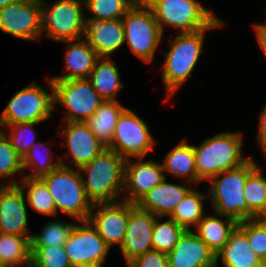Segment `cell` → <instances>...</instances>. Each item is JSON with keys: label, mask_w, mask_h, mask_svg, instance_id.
Segmentation results:
<instances>
[{"label": "cell", "mask_w": 266, "mask_h": 267, "mask_svg": "<svg viewBox=\"0 0 266 267\" xmlns=\"http://www.w3.org/2000/svg\"><path fill=\"white\" fill-rule=\"evenodd\" d=\"M64 124L61 130H57L60 136L66 138V144L63 145L67 146V152L60 158L61 165L80 169L106 148L85 122H64ZM66 156L70 157L67 161H65Z\"/></svg>", "instance_id": "14"}, {"label": "cell", "mask_w": 266, "mask_h": 267, "mask_svg": "<svg viewBox=\"0 0 266 267\" xmlns=\"http://www.w3.org/2000/svg\"><path fill=\"white\" fill-rule=\"evenodd\" d=\"M20 172L22 169V158L17 154L11 145L9 138L5 132L0 129V179L2 185H15L19 182L12 177ZM10 182H6L8 180ZM5 181V182H4ZM5 184H4V183Z\"/></svg>", "instance_id": "36"}, {"label": "cell", "mask_w": 266, "mask_h": 267, "mask_svg": "<svg viewBox=\"0 0 266 267\" xmlns=\"http://www.w3.org/2000/svg\"><path fill=\"white\" fill-rule=\"evenodd\" d=\"M158 1L159 0H133L135 5L143 8H151Z\"/></svg>", "instance_id": "43"}, {"label": "cell", "mask_w": 266, "mask_h": 267, "mask_svg": "<svg viewBox=\"0 0 266 267\" xmlns=\"http://www.w3.org/2000/svg\"><path fill=\"white\" fill-rule=\"evenodd\" d=\"M169 267H214L215 253L194 233L186 230L167 254Z\"/></svg>", "instance_id": "19"}, {"label": "cell", "mask_w": 266, "mask_h": 267, "mask_svg": "<svg viewBox=\"0 0 266 267\" xmlns=\"http://www.w3.org/2000/svg\"><path fill=\"white\" fill-rule=\"evenodd\" d=\"M237 226L246 234L253 252L260 259L266 257V218L244 220Z\"/></svg>", "instance_id": "39"}, {"label": "cell", "mask_w": 266, "mask_h": 267, "mask_svg": "<svg viewBox=\"0 0 266 267\" xmlns=\"http://www.w3.org/2000/svg\"><path fill=\"white\" fill-rule=\"evenodd\" d=\"M54 109L65 108L64 122H86L105 101L88 78L52 81Z\"/></svg>", "instance_id": "9"}, {"label": "cell", "mask_w": 266, "mask_h": 267, "mask_svg": "<svg viewBox=\"0 0 266 267\" xmlns=\"http://www.w3.org/2000/svg\"><path fill=\"white\" fill-rule=\"evenodd\" d=\"M125 161L115 151L105 148L79 169L86 196L92 206L122 200Z\"/></svg>", "instance_id": "2"}, {"label": "cell", "mask_w": 266, "mask_h": 267, "mask_svg": "<svg viewBox=\"0 0 266 267\" xmlns=\"http://www.w3.org/2000/svg\"><path fill=\"white\" fill-rule=\"evenodd\" d=\"M26 203L25 192L19 184H0V233L32 236Z\"/></svg>", "instance_id": "18"}, {"label": "cell", "mask_w": 266, "mask_h": 267, "mask_svg": "<svg viewBox=\"0 0 266 267\" xmlns=\"http://www.w3.org/2000/svg\"><path fill=\"white\" fill-rule=\"evenodd\" d=\"M31 236L0 233V263L3 267L31 265Z\"/></svg>", "instance_id": "28"}, {"label": "cell", "mask_w": 266, "mask_h": 267, "mask_svg": "<svg viewBox=\"0 0 266 267\" xmlns=\"http://www.w3.org/2000/svg\"><path fill=\"white\" fill-rule=\"evenodd\" d=\"M17 0H0V9L4 8L8 4L14 3Z\"/></svg>", "instance_id": "44"}, {"label": "cell", "mask_w": 266, "mask_h": 267, "mask_svg": "<svg viewBox=\"0 0 266 267\" xmlns=\"http://www.w3.org/2000/svg\"><path fill=\"white\" fill-rule=\"evenodd\" d=\"M127 267H169L167 254L150 250L130 262Z\"/></svg>", "instance_id": "40"}, {"label": "cell", "mask_w": 266, "mask_h": 267, "mask_svg": "<svg viewBox=\"0 0 266 267\" xmlns=\"http://www.w3.org/2000/svg\"><path fill=\"white\" fill-rule=\"evenodd\" d=\"M165 178L161 183L147 192L136 205L155 216L168 217L185 195L192 189L193 184L185 185L168 183ZM188 184V185H187ZM192 186V187H191Z\"/></svg>", "instance_id": "20"}, {"label": "cell", "mask_w": 266, "mask_h": 267, "mask_svg": "<svg viewBox=\"0 0 266 267\" xmlns=\"http://www.w3.org/2000/svg\"><path fill=\"white\" fill-rule=\"evenodd\" d=\"M258 132L256 135L257 143L259 144L260 149L264 152L266 150V105L259 113L258 118Z\"/></svg>", "instance_id": "41"}, {"label": "cell", "mask_w": 266, "mask_h": 267, "mask_svg": "<svg viewBox=\"0 0 266 267\" xmlns=\"http://www.w3.org/2000/svg\"><path fill=\"white\" fill-rule=\"evenodd\" d=\"M63 247L73 267H102L110 251L88 220L75 222Z\"/></svg>", "instance_id": "12"}, {"label": "cell", "mask_w": 266, "mask_h": 267, "mask_svg": "<svg viewBox=\"0 0 266 267\" xmlns=\"http://www.w3.org/2000/svg\"><path fill=\"white\" fill-rule=\"evenodd\" d=\"M207 198L206 194L193 187L168 217L175 220L185 230H191L204 216L206 211L203 201L208 200Z\"/></svg>", "instance_id": "29"}, {"label": "cell", "mask_w": 266, "mask_h": 267, "mask_svg": "<svg viewBox=\"0 0 266 267\" xmlns=\"http://www.w3.org/2000/svg\"><path fill=\"white\" fill-rule=\"evenodd\" d=\"M88 221L110 249L115 244L120 247L128 224V202L93 205Z\"/></svg>", "instance_id": "17"}, {"label": "cell", "mask_w": 266, "mask_h": 267, "mask_svg": "<svg viewBox=\"0 0 266 267\" xmlns=\"http://www.w3.org/2000/svg\"><path fill=\"white\" fill-rule=\"evenodd\" d=\"M214 215H204L194 228V233L215 253L225 246L230 233L238 223L229 217L213 211ZM224 218V219H222Z\"/></svg>", "instance_id": "24"}, {"label": "cell", "mask_w": 266, "mask_h": 267, "mask_svg": "<svg viewBox=\"0 0 266 267\" xmlns=\"http://www.w3.org/2000/svg\"><path fill=\"white\" fill-rule=\"evenodd\" d=\"M66 44L64 73L49 77L51 81L89 78L92 69L100 58L89 46L85 38L62 41ZM67 72V73H66Z\"/></svg>", "instance_id": "22"}, {"label": "cell", "mask_w": 266, "mask_h": 267, "mask_svg": "<svg viewBox=\"0 0 266 267\" xmlns=\"http://www.w3.org/2000/svg\"><path fill=\"white\" fill-rule=\"evenodd\" d=\"M266 20V19H265ZM266 33V23H256Z\"/></svg>", "instance_id": "45"}, {"label": "cell", "mask_w": 266, "mask_h": 267, "mask_svg": "<svg viewBox=\"0 0 266 267\" xmlns=\"http://www.w3.org/2000/svg\"><path fill=\"white\" fill-rule=\"evenodd\" d=\"M121 20L125 43L133 55L151 63L163 37L151 8L134 5Z\"/></svg>", "instance_id": "10"}, {"label": "cell", "mask_w": 266, "mask_h": 267, "mask_svg": "<svg viewBox=\"0 0 266 267\" xmlns=\"http://www.w3.org/2000/svg\"><path fill=\"white\" fill-rule=\"evenodd\" d=\"M46 80L51 93L35 81L15 93L0 115L1 130L8 124L41 123L53 117V84Z\"/></svg>", "instance_id": "6"}, {"label": "cell", "mask_w": 266, "mask_h": 267, "mask_svg": "<svg viewBox=\"0 0 266 267\" xmlns=\"http://www.w3.org/2000/svg\"><path fill=\"white\" fill-rule=\"evenodd\" d=\"M244 199L248 208L258 218H266V177L259 165L247 176Z\"/></svg>", "instance_id": "32"}, {"label": "cell", "mask_w": 266, "mask_h": 267, "mask_svg": "<svg viewBox=\"0 0 266 267\" xmlns=\"http://www.w3.org/2000/svg\"><path fill=\"white\" fill-rule=\"evenodd\" d=\"M263 154H264V157L266 158V150L263 152Z\"/></svg>", "instance_id": "47"}, {"label": "cell", "mask_w": 266, "mask_h": 267, "mask_svg": "<svg viewBox=\"0 0 266 267\" xmlns=\"http://www.w3.org/2000/svg\"><path fill=\"white\" fill-rule=\"evenodd\" d=\"M224 267H260L261 259L250 248L246 234L236 226L225 246L216 254Z\"/></svg>", "instance_id": "23"}, {"label": "cell", "mask_w": 266, "mask_h": 267, "mask_svg": "<svg viewBox=\"0 0 266 267\" xmlns=\"http://www.w3.org/2000/svg\"><path fill=\"white\" fill-rule=\"evenodd\" d=\"M165 178L161 162H155L152 159L145 161V158H137L135 162L134 158L127 159L125 161L122 200L136 204Z\"/></svg>", "instance_id": "16"}, {"label": "cell", "mask_w": 266, "mask_h": 267, "mask_svg": "<svg viewBox=\"0 0 266 267\" xmlns=\"http://www.w3.org/2000/svg\"><path fill=\"white\" fill-rule=\"evenodd\" d=\"M50 142H35L26 155L22 158V169L23 173L27 168L31 169L32 172L29 174L22 175L21 177H30V178H41L42 176L49 174L51 171H54L57 167L61 165L60 157L57 161H54L50 150L48 151L47 147ZM46 150L47 153H41ZM41 148V149H40ZM44 151H41V150Z\"/></svg>", "instance_id": "31"}, {"label": "cell", "mask_w": 266, "mask_h": 267, "mask_svg": "<svg viewBox=\"0 0 266 267\" xmlns=\"http://www.w3.org/2000/svg\"><path fill=\"white\" fill-rule=\"evenodd\" d=\"M260 267H266V257H263L260 261Z\"/></svg>", "instance_id": "46"}, {"label": "cell", "mask_w": 266, "mask_h": 267, "mask_svg": "<svg viewBox=\"0 0 266 267\" xmlns=\"http://www.w3.org/2000/svg\"><path fill=\"white\" fill-rule=\"evenodd\" d=\"M84 4L92 15L85 17L86 22L122 19L135 5L133 0H84Z\"/></svg>", "instance_id": "33"}, {"label": "cell", "mask_w": 266, "mask_h": 267, "mask_svg": "<svg viewBox=\"0 0 266 267\" xmlns=\"http://www.w3.org/2000/svg\"><path fill=\"white\" fill-rule=\"evenodd\" d=\"M156 217L128 202V224L124 240L119 247L126 265L153 249L151 238Z\"/></svg>", "instance_id": "15"}, {"label": "cell", "mask_w": 266, "mask_h": 267, "mask_svg": "<svg viewBox=\"0 0 266 267\" xmlns=\"http://www.w3.org/2000/svg\"><path fill=\"white\" fill-rule=\"evenodd\" d=\"M88 79L103 100L117 101L118 93L124 88L119 68L112 58L100 57Z\"/></svg>", "instance_id": "26"}, {"label": "cell", "mask_w": 266, "mask_h": 267, "mask_svg": "<svg viewBox=\"0 0 266 267\" xmlns=\"http://www.w3.org/2000/svg\"><path fill=\"white\" fill-rule=\"evenodd\" d=\"M0 30L25 41L42 38L41 0H17L0 9Z\"/></svg>", "instance_id": "13"}, {"label": "cell", "mask_w": 266, "mask_h": 267, "mask_svg": "<svg viewBox=\"0 0 266 267\" xmlns=\"http://www.w3.org/2000/svg\"><path fill=\"white\" fill-rule=\"evenodd\" d=\"M162 218H168L164 222ZM161 220V221H160ZM186 230L170 217L157 216L154 221L152 246L154 250L168 254Z\"/></svg>", "instance_id": "34"}, {"label": "cell", "mask_w": 266, "mask_h": 267, "mask_svg": "<svg viewBox=\"0 0 266 267\" xmlns=\"http://www.w3.org/2000/svg\"><path fill=\"white\" fill-rule=\"evenodd\" d=\"M31 267H73L63 246H31Z\"/></svg>", "instance_id": "37"}, {"label": "cell", "mask_w": 266, "mask_h": 267, "mask_svg": "<svg viewBox=\"0 0 266 267\" xmlns=\"http://www.w3.org/2000/svg\"><path fill=\"white\" fill-rule=\"evenodd\" d=\"M151 10L162 35L168 25L178 33H193L208 28L218 18L196 0H159Z\"/></svg>", "instance_id": "8"}, {"label": "cell", "mask_w": 266, "mask_h": 267, "mask_svg": "<svg viewBox=\"0 0 266 267\" xmlns=\"http://www.w3.org/2000/svg\"><path fill=\"white\" fill-rule=\"evenodd\" d=\"M225 26V21L219 17L206 29L193 33H177L176 37L170 39L168 51H163L165 55L161 67V77L164 88L167 92L165 101L172 98L174 93L188 80L195 66L199 62L204 42H206V32Z\"/></svg>", "instance_id": "1"}, {"label": "cell", "mask_w": 266, "mask_h": 267, "mask_svg": "<svg viewBox=\"0 0 266 267\" xmlns=\"http://www.w3.org/2000/svg\"><path fill=\"white\" fill-rule=\"evenodd\" d=\"M252 26L254 28L256 40L266 56V33L257 24L253 23Z\"/></svg>", "instance_id": "42"}, {"label": "cell", "mask_w": 266, "mask_h": 267, "mask_svg": "<svg viewBox=\"0 0 266 267\" xmlns=\"http://www.w3.org/2000/svg\"><path fill=\"white\" fill-rule=\"evenodd\" d=\"M243 138L239 131H227L206 138L200 146L193 145L197 184L245 163L250 156L242 155Z\"/></svg>", "instance_id": "4"}, {"label": "cell", "mask_w": 266, "mask_h": 267, "mask_svg": "<svg viewBox=\"0 0 266 267\" xmlns=\"http://www.w3.org/2000/svg\"><path fill=\"white\" fill-rule=\"evenodd\" d=\"M161 164L166 178L169 174L174 178H183L182 181L185 183L197 184L194 147L186 142V138L172 147Z\"/></svg>", "instance_id": "25"}, {"label": "cell", "mask_w": 266, "mask_h": 267, "mask_svg": "<svg viewBox=\"0 0 266 267\" xmlns=\"http://www.w3.org/2000/svg\"><path fill=\"white\" fill-rule=\"evenodd\" d=\"M18 184L24 191L27 189L25 198L29 207L36 213L56 217L54 199L41 178L22 177Z\"/></svg>", "instance_id": "30"}, {"label": "cell", "mask_w": 266, "mask_h": 267, "mask_svg": "<svg viewBox=\"0 0 266 267\" xmlns=\"http://www.w3.org/2000/svg\"><path fill=\"white\" fill-rule=\"evenodd\" d=\"M74 225L75 223H69L65 220L63 222L55 219L48 221L37 235L31 236V246H64Z\"/></svg>", "instance_id": "35"}, {"label": "cell", "mask_w": 266, "mask_h": 267, "mask_svg": "<svg viewBox=\"0 0 266 267\" xmlns=\"http://www.w3.org/2000/svg\"><path fill=\"white\" fill-rule=\"evenodd\" d=\"M155 140L148 124L133 110L125 108L118 118L111 144L107 148L124 160L145 158L149 151L154 150Z\"/></svg>", "instance_id": "11"}, {"label": "cell", "mask_w": 266, "mask_h": 267, "mask_svg": "<svg viewBox=\"0 0 266 267\" xmlns=\"http://www.w3.org/2000/svg\"><path fill=\"white\" fill-rule=\"evenodd\" d=\"M258 166L252 156L241 166L224 171L211 178L207 192L212 210L237 223L258 217L248 208L244 199V185L247 176Z\"/></svg>", "instance_id": "3"}, {"label": "cell", "mask_w": 266, "mask_h": 267, "mask_svg": "<svg viewBox=\"0 0 266 267\" xmlns=\"http://www.w3.org/2000/svg\"><path fill=\"white\" fill-rule=\"evenodd\" d=\"M125 108L119 100H105L85 122L106 148L111 144L118 118Z\"/></svg>", "instance_id": "27"}, {"label": "cell", "mask_w": 266, "mask_h": 267, "mask_svg": "<svg viewBox=\"0 0 266 267\" xmlns=\"http://www.w3.org/2000/svg\"><path fill=\"white\" fill-rule=\"evenodd\" d=\"M39 123H16V124H8L5 133L9 138L12 147L17 152V154L23 158L26 153L30 150L31 146L35 143L36 140V131L34 130L35 125Z\"/></svg>", "instance_id": "38"}, {"label": "cell", "mask_w": 266, "mask_h": 267, "mask_svg": "<svg viewBox=\"0 0 266 267\" xmlns=\"http://www.w3.org/2000/svg\"><path fill=\"white\" fill-rule=\"evenodd\" d=\"M41 179L54 199L56 216L61 211L75 221L88 220L92 204L86 196L79 169L60 165Z\"/></svg>", "instance_id": "5"}, {"label": "cell", "mask_w": 266, "mask_h": 267, "mask_svg": "<svg viewBox=\"0 0 266 267\" xmlns=\"http://www.w3.org/2000/svg\"><path fill=\"white\" fill-rule=\"evenodd\" d=\"M84 38L99 57L111 58L125 44L122 20L86 22Z\"/></svg>", "instance_id": "21"}, {"label": "cell", "mask_w": 266, "mask_h": 267, "mask_svg": "<svg viewBox=\"0 0 266 267\" xmlns=\"http://www.w3.org/2000/svg\"><path fill=\"white\" fill-rule=\"evenodd\" d=\"M42 6V36L53 41H66L84 38L86 20L84 0H57Z\"/></svg>", "instance_id": "7"}]
</instances>
